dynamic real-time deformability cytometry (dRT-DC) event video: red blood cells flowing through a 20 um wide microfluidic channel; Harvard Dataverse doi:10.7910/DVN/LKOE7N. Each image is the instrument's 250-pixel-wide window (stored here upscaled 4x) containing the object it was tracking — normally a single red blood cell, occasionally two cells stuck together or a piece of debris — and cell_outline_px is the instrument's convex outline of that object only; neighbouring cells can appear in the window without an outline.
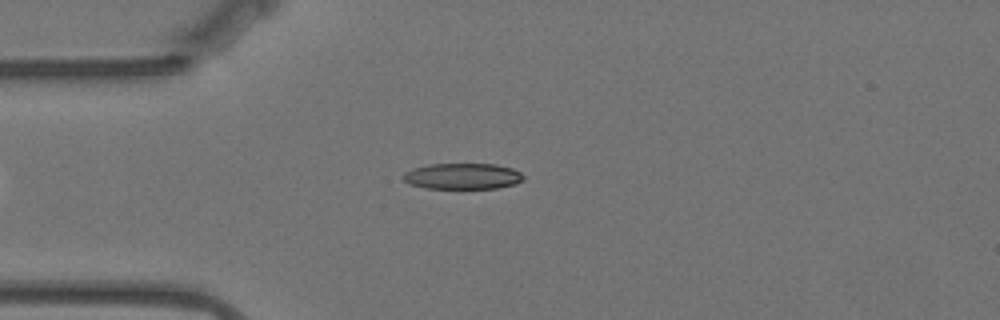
{"species": "Egyptian fruit bat (a non-hibernating species)", "species_latin": "Rousettus aegyptiacus", "temperature_condition": "warm", "stored_images_in_passage": 52, "camera_frame_rate_fps": 3000, "um_per_image_px": 0.085, "animal": {"sex": "female"}, "frame": {"image": 1, "passage_image": 13, "time_ms": 4.0, "image_size_px": [1000, 320], "cell_outline_px": [[524, 180], [516, 184], [496, 188], [424, 188], [408, 184], [400, 176], [404, 172], [412, 168], [428, 164], [496, 164], [512, 168], [520, 172], [524, 176]], "centroid_in_image_um": [39.29, 14.97], "position_along_channel_um": 45.7, "area_um2": 18.44}}
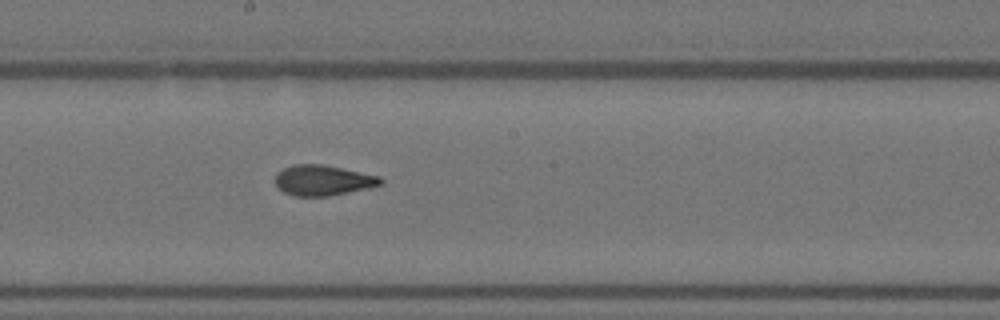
{"frame": {"image": 2, "passage_image": 29, "time_ms": 9.333, "image_size_px": [1000, 320], "cell_outline_px": [[384, 184], [368, 188], [328, 196], [292, 196], [284, 192], [276, 184], [276, 176], [284, 168], [296, 164], [320, 164], [380, 176], [384, 180]], "centroid_in_image_um": [27.49, 15.34], "position_along_channel_um": 220.7, "area_um2": 18.44}}
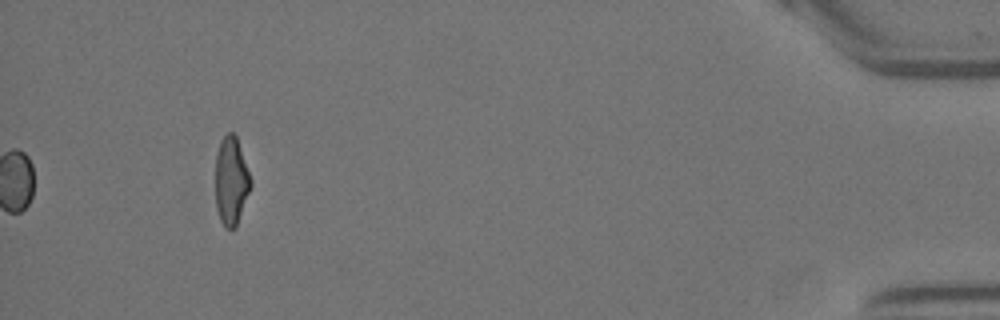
{"frame": {"image": 3, "passage_image": 52, "time_ms": 17.0, "image_size_px": [1000, 320], "cell_outline_px": [[252, 184], [236, 224], [232, 228], [224, 228], [220, 220], [216, 208], [216, 152], [220, 140], [228, 132], [232, 132], [236, 136], [252, 180]], "centroid_in_image_um": [19.64, 15.34], "position_along_channel_um": 415.6, "area_um2": 17.92}, "authors_computed_cell_mechanics": {"area_um2": 18.5249, "velocity_mm_per_s": 3.5104, "shape_relaxation_time_tau1_ms": 7.2239, "shape_relaxation_time_tau2_ms": 1.7753, "deformation_change_tau1": 0.1838, "deformation_change_tau2": 0.0941}}